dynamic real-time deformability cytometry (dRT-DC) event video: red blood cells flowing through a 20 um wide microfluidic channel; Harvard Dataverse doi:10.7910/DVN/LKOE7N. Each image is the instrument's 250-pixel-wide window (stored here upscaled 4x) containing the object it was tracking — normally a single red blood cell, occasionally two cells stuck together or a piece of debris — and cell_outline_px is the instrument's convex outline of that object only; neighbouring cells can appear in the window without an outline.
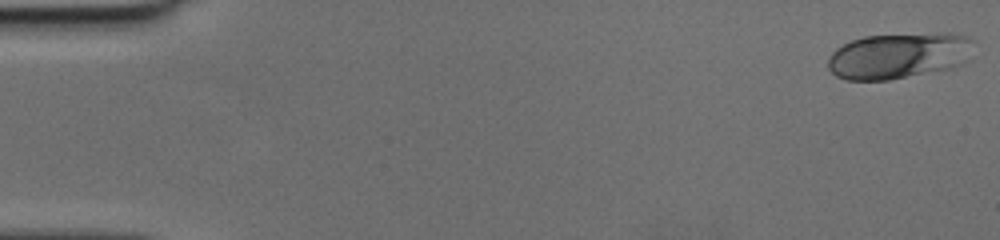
{"species": "human", "species_latin": "Homo sapiens", "temperature_condition": "cold", "stored_images_in_passage": 45, "camera_frame_rate_fps": 3000, "um_per_image_px": 0.085, "donor": {"sex": "female"}, "frame": {"image": 1, "passage_image": 1, "time_ms": 0.0, "image_size_px": [1000, 240], "cell_outline_px": [[972, 40], [964, 64], [948, 68], [888, 80], [848, 80], [836, 76], [828, 68], [828, 60], [832, 52], [836, 48], [852, 40], [864, 36], [944, 32], [948, 32], [968, 36]], "centroid_in_image_um": [76.35, 4.72], "position_along_channel_um": 8.6, "area_um2": 38.73}}
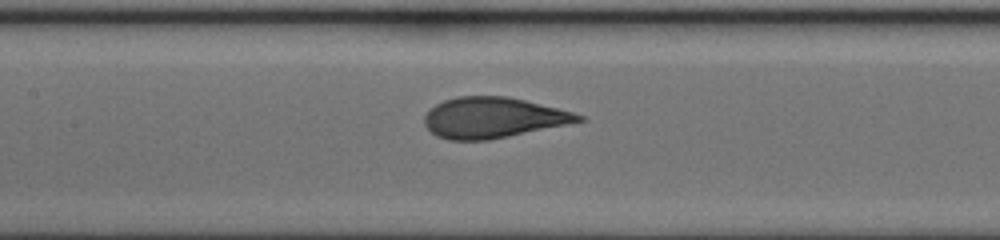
{"frame": {"image": 2, "passage_image": 24, "time_ms": 7.667, "image_size_px": [1000, 240], "cell_outline_px": [[588, 120], [488, 140], [448, 140], [436, 136], [424, 124], [424, 116], [436, 104], [444, 100], [456, 96], [508, 96], [572, 112], [584, 116]], "centroid_in_image_um": [41.89, 10.0], "position_along_channel_um": 165.5, "area_um2": 36.24}}
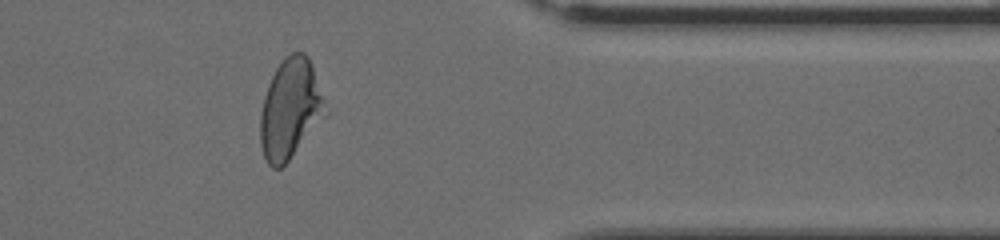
{"frame": {"image": 3, "passage_image": 41, "time_ms": 13.333, "image_size_px": [1000, 240], "cell_outline_px": [[328, 116], [288, 160], [280, 168], [272, 168], [268, 164], [264, 156], [260, 144], [260, 112], [264, 96], [268, 84], [276, 68], [292, 52], [304, 52], [308, 56], [328, 108]], "centroid_in_image_um": [24.69, 9.29], "position_along_channel_um": 386.7, "area_um2": 37.97}}